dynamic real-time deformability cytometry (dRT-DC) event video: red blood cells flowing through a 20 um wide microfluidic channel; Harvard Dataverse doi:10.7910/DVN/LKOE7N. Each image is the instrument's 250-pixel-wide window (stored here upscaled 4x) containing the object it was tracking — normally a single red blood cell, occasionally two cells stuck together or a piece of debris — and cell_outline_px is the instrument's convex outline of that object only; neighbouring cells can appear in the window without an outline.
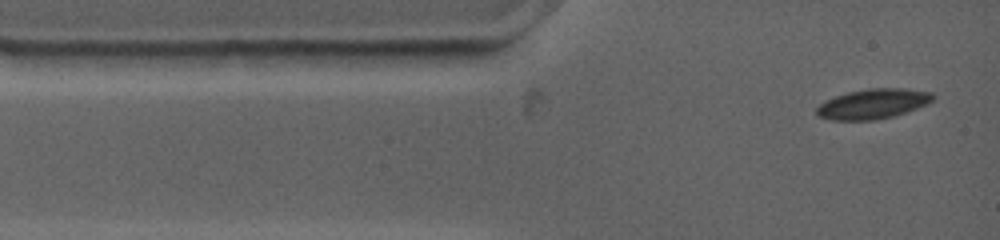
{"species": "common noctule bat (a hibernating species)", "species_latin": "Nyctalus noctula", "temperature_condition": "warm", "stored_images_in_passage": 7, "camera_frame_rate_fps": 4500, "um_per_image_px": 0.085, "animal": {"sex": "female", "body_mass_g": 19.0, "forearm_length_mm": 53.3}, "frame": {"image": 1, "passage_image": 1, "time_ms": 0.0, "image_size_px": [1000, 240], "cell_outline_px": [[936, 96], [928, 104], [908, 112], [892, 116], [872, 120], [832, 120], [816, 116], [816, 108], [824, 100], [848, 92], [868, 88], [904, 88], [932, 92]], "centroid_in_image_um": [74.21, 8.82], "position_along_channel_um": 10.8, "area_um2": 20.46}}
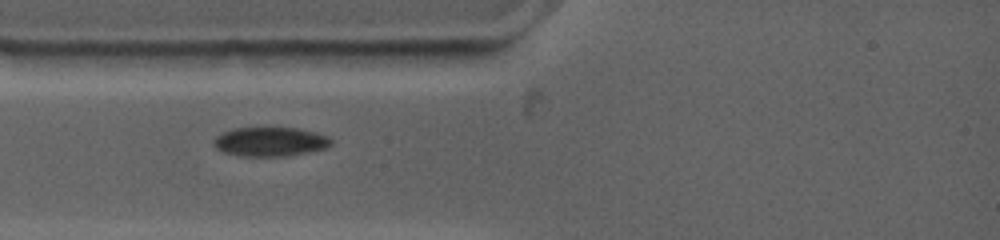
{"frame": {"image": 2, "passage_image": 5, "time_ms": 2.222, "image_size_px": [1000, 240], "cell_outline_px": [[332, 144], [328, 148], [288, 156], [240, 156], [224, 152], [216, 148], [212, 144], [212, 140], [216, 136], [232, 128], [296, 128], [316, 132], [328, 136], [332, 140]], "centroid_in_image_um": [22.97, 12.05], "position_along_channel_um": 62.0, "area_um2": 20.11}}
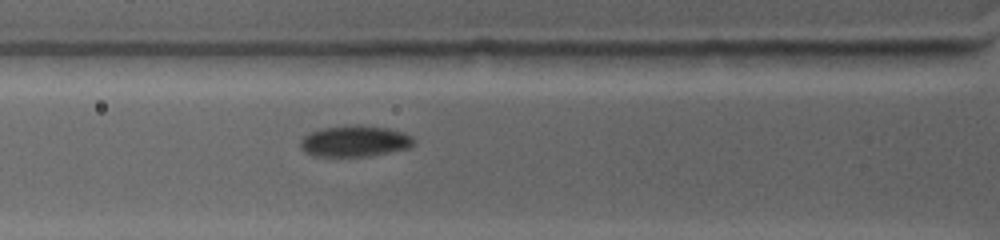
{"frame": {"image": 3, "passage_image": 7, "time_ms": 3.111, "image_size_px": [1000, 240], "cell_outline_px": [[416, 144], [408, 148], [372, 156], [312, 156], [304, 152], [300, 148], [300, 140], [304, 136], [312, 132], [324, 128], [356, 124], [360, 124], [388, 128], [404, 132], [412, 136], [416, 140]], "centroid_in_image_um": [30.19, 12.0], "position_along_channel_um": 95.6, "area_um2": 20.87}}